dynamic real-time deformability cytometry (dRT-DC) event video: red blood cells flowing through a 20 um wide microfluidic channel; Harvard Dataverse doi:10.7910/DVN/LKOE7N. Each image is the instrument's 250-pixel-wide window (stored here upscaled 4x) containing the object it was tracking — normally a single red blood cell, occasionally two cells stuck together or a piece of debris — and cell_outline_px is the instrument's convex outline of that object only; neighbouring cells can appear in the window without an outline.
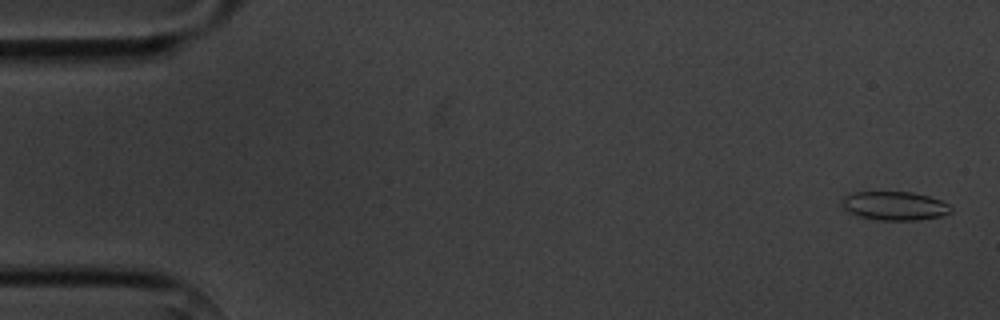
{"species": "common noctule bat (a hibernating species)", "species_latin": "Nyctalus noctula", "temperature_condition": "cold", "stored_images_in_passage": 5, "segment_of_instrument_passage": [2, 2], "camera_frame_rate_fps": 3000, "um_per_image_px": 0.085, "animal": {"sex": "male", "body_mass_g": 20.1, "forearm_length_mm": 53.5}, "frame": {"image": 1, "passage_image": 5, "time_ms": 5.667, "image_size_px": [1000, 320], "cell_outline_px": [[952, 212], [940, 216], [916, 220], [880, 220], [860, 216], [848, 212], [840, 208], [840, 200], [844, 196], [852, 192], [912, 192], [928, 196], [940, 200], [948, 204], [952, 208]], "centroid_in_image_um": [75.98, 17.49], "position_along_channel_um": 9.0, "area_um2": 18.38}}